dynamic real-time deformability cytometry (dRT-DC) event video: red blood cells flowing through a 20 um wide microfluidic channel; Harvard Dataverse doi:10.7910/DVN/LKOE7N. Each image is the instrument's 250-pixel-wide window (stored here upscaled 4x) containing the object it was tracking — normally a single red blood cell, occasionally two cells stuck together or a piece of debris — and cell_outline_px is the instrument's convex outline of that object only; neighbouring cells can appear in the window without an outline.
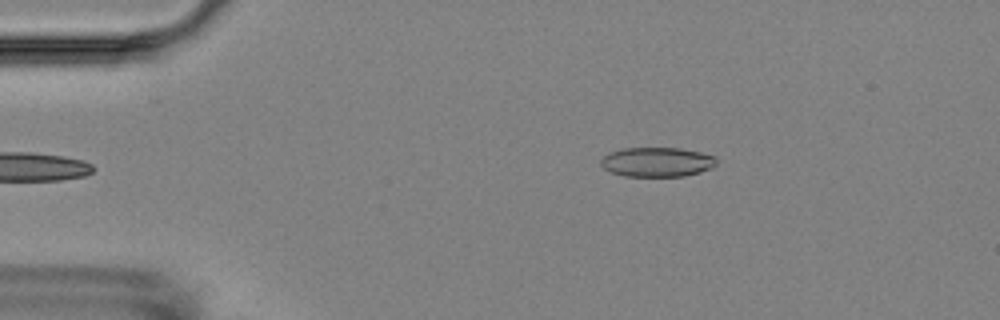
{"species": "Egyptian fruit bat (a non-hibernating species)", "species_latin": "Rousettus aegyptiacus", "temperature_condition": "room temperature", "stored_images_in_passage": 3, "camera_frame_rate_fps": 3000, "um_per_image_px": 0.085, "animal": {"sex": "female"}, "frame": {"image": 1, "passage_image": 1, "time_ms": 0.0, "image_size_px": [1000, 320], "cell_outline_px": [[716, 164], [712, 168], [700, 172], [684, 176], [624, 176], [612, 172], [604, 168], [600, 164], [600, 160], [608, 152], [620, 148], [680, 148], [700, 152], [716, 156]], "centroid_in_image_um": [55.84, 13.76], "position_along_channel_um": 29.2, "area_um2": 20.0}}